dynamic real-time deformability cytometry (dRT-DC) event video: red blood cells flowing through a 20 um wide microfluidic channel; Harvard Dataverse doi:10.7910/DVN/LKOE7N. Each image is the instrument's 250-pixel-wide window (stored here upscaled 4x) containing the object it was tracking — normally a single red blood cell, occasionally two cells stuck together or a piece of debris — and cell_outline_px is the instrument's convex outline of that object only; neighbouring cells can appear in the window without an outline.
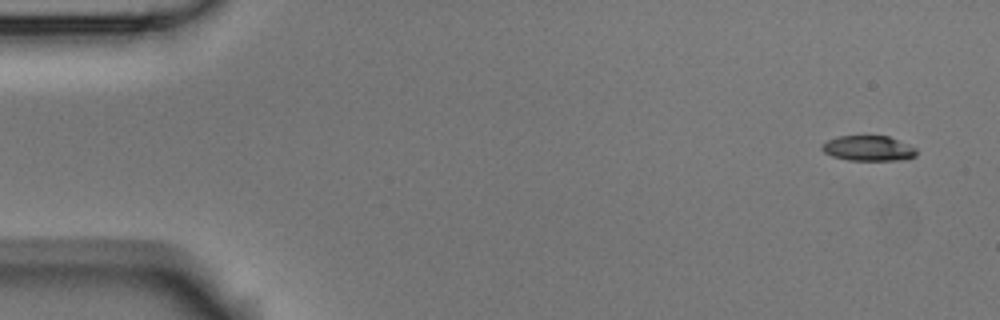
{"species": "Egyptian fruit bat (a non-hibernating species)", "species_latin": "Rousettus aegyptiacus", "temperature_condition": "room temperature", "stored_images_in_passage": 6, "camera_frame_rate_fps": 3000, "um_per_image_px": 0.085, "animal": {"sex": "male"}, "frame": {"image": 1, "passage_image": 1, "time_ms": 0.0, "image_size_px": [1000, 320], "cell_outline_px": [[916, 156], [908, 160], [848, 160], [832, 156], [824, 152], [820, 148], [828, 140], [836, 136], [888, 136], [916, 148]], "centroid_in_image_um": [73.82, 12.61], "position_along_channel_um": 11.2, "area_um2": 13.87}}
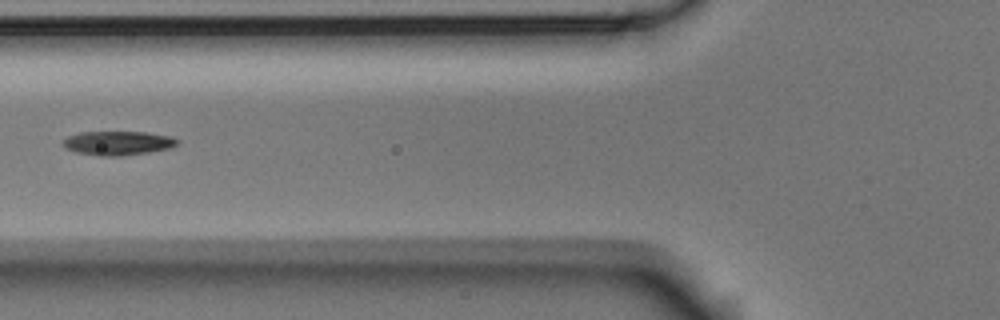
{"frame": {"image": 2, "passage_image": 5, "time_ms": 1.333, "image_size_px": [1000, 320], "cell_outline_px": [[180, 140], [176, 144], [168, 148], [148, 152], [120, 156], [96, 156], [76, 152], [64, 148], [64, 140], [68, 136], [80, 132], [148, 132], [172, 136]], "centroid_in_image_um": [10.01, 12.16], "position_along_channel_um": 115.8, "area_um2": 16.01}}
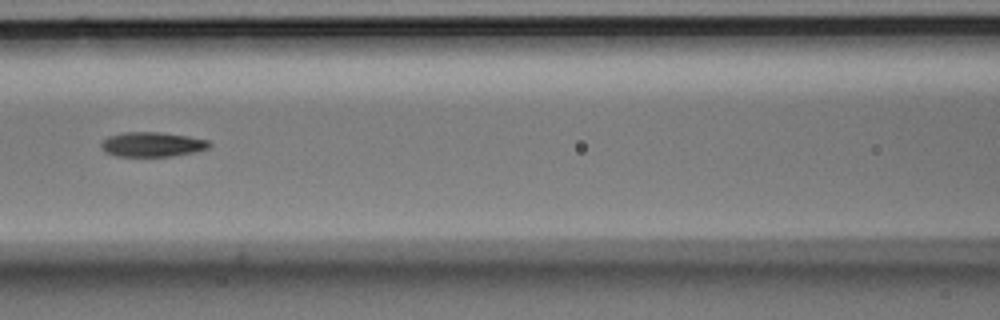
{"frame": {"image": 3, "passage_image": 6, "time_ms": 1.667, "image_size_px": [1000, 320], "cell_outline_px": [[212, 144], [208, 148], [192, 152], [172, 156], [116, 156], [104, 152], [100, 144], [100, 140], [108, 136], [124, 132], [160, 132], [188, 136], [208, 140]], "centroid_in_image_um": [12.89, 12.27], "position_along_channel_um": 153.7, "area_um2": 15.61}}